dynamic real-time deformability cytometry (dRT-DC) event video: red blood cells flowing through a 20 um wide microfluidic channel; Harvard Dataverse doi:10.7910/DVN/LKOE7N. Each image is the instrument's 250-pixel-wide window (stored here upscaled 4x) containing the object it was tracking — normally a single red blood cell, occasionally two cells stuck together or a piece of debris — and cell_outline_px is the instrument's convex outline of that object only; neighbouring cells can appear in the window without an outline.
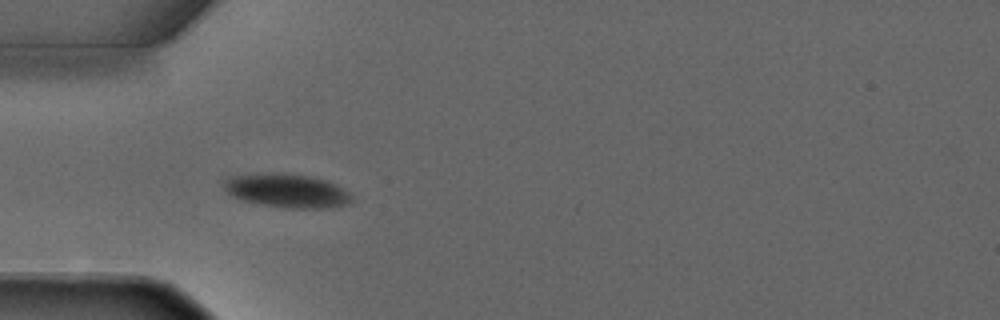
{"species": "common noctule bat (a hibernating species)", "species_latin": "Nyctalus noctula", "temperature_condition": "warm", "stored_images_in_passage": 4, "camera_frame_rate_fps": 3000, "um_per_image_px": 0.085, "animal": {"sex": "male", "forearm_length_mm": 52.5}, "frame": {"image": 1, "passage_image": 3, "time_ms": 2.667, "image_size_px": [1000, 320], "cell_outline_px": [[352, 200], [344, 204], [320, 208], [284, 208], [260, 204], [244, 200], [232, 196], [220, 184], [228, 176], [268, 172], [284, 172], [312, 176], [336, 184], [348, 192], [352, 196]], "centroid_in_image_um": [24.32, 16.18], "position_along_channel_um": 60.7, "area_um2": 25.32}}